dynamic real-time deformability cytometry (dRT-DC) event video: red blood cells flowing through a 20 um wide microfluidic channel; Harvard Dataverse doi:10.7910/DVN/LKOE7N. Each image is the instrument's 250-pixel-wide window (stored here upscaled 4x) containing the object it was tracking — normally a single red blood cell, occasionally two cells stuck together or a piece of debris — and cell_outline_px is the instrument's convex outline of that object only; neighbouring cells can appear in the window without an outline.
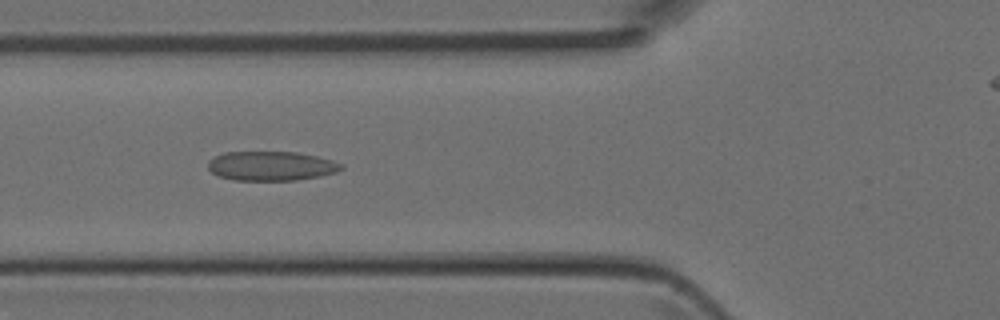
{"species": "Egyptian fruit bat (a non-hibernating species)", "species_latin": "Rousettus aegyptiacus", "temperature_condition": "room temperature", "stored_images_in_passage": 3, "camera_frame_rate_fps": 3000, "um_per_image_px": 0.085, "animal": {"sex": "female"}, "frame": {"image": 1, "passage_image": 3, "time_ms": 0.667, "image_size_px": [1000, 320], "cell_outline_px": [[344, 168], [336, 172], [320, 176], [296, 180], [236, 180], [220, 176], [212, 172], [208, 168], [208, 160], [224, 152], [296, 152], [316, 156], [332, 160], [344, 164]], "centroid_in_image_um": [23.07, 14.1], "position_along_channel_um": 102.7, "area_um2": 22.72}}